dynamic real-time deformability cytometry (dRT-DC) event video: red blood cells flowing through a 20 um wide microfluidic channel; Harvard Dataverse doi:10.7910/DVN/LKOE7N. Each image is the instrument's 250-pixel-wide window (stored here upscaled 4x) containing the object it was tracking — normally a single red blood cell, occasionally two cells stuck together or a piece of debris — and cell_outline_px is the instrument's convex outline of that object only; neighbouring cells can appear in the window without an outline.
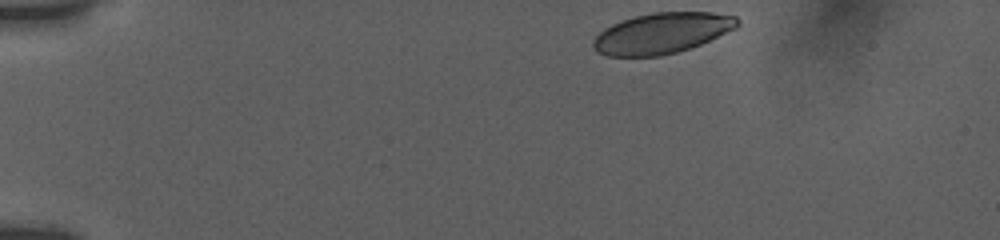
{"species": "human", "species_latin": "Homo sapiens", "temperature_condition": "room temperature", "stored_images_in_passage": 40, "camera_frame_rate_fps": 3000, "um_per_image_px": 0.085, "donor": {"sex": "female"}, "frame": {"image": 1, "passage_image": 1, "time_ms": 0.0, "image_size_px": [1000, 240], "cell_outline_px": [[740, 24], [736, 28], [700, 44], [676, 52], [660, 56], [608, 56], [596, 52], [592, 48], [592, 40], [604, 28], [612, 24], [636, 16], [652, 12], [712, 12], [736, 16], [740, 20]], "centroid_in_image_um": [56.25, 2.82], "position_along_channel_um": 28.8, "area_um2": 34.16}}
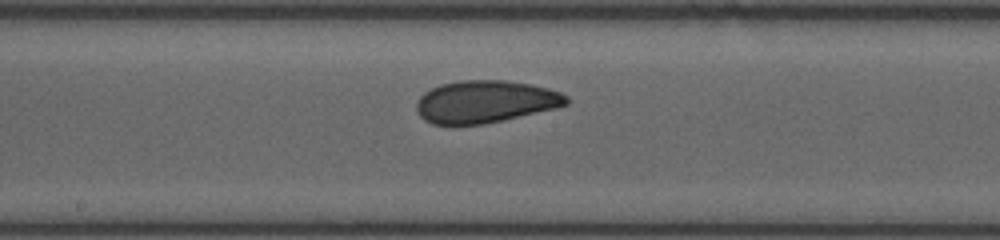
{"frame": {"image": 2, "passage_image": 22, "time_ms": 7.0, "image_size_px": [1000, 240], "cell_outline_px": [[568, 104], [556, 108], [484, 124], [432, 124], [424, 120], [416, 112], [416, 104], [420, 96], [424, 92], [440, 84], [460, 80], [504, 80], [532, 84], [548, 88], [560, 92], [568, 96]], "centroid_in_image_um": [41.24, 8.63], "position_along_channel_um": 207.0, "area_um2": 37.05}}
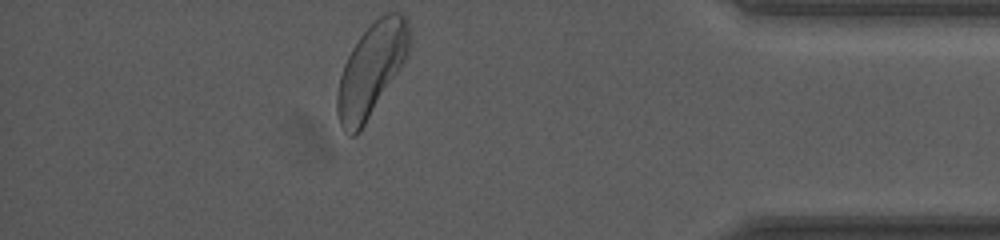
{"frame": {"image": 3, "passage_image": 40, "time_ms": 13.0, "image_size_px": [1000, 240], "cell_outline_px": [[408, 52], [400, 68], [360, 132], [356, 136], [348, 136], [344, 132], [340, 124], [336, 112], [336, 96], [340, 76], [344, 64], [352, 48], [360, 36], [380, 16], [388, 12], [400, 12], [404, 16], [408, 24]], "centroid_in_image_um": [31.51, 5.98], "position_along_channel_um": 403.7, "area_um2": 38.32}, "authors_computed_cell_mechanics": {"area_um2": 37.0209, "velocity_mm_per_s": 3.8091, "shape_relaxation_time_tau1_ms": 6.9931, "shape_relaxation_time_tau2_ms": 2.0831, "deformation_change_tau1": 0.1573, "deformation_change_tau2": 0.0807}}